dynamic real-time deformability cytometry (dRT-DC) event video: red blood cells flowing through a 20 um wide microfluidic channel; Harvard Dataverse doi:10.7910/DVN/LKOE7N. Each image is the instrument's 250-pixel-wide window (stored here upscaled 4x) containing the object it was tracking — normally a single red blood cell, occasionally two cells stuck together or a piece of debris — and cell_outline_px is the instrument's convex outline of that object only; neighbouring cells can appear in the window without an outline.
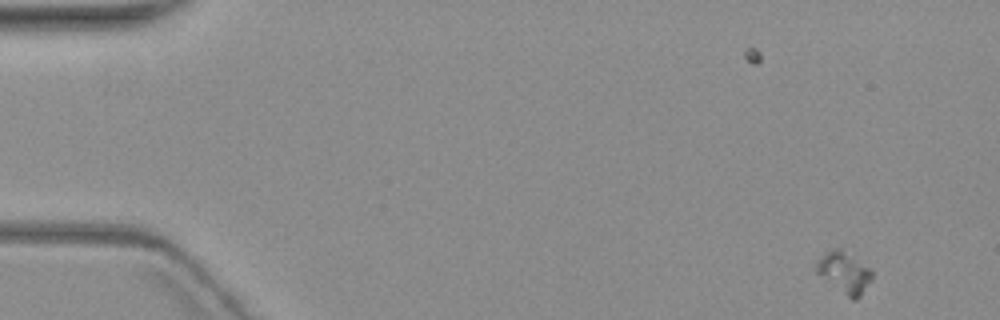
{"species": "common noctule bat (a hibernating species)", "species_latin": "Nyctalus noctula", "temperature_condition": "warm", "stored_images_in_passage": 6, "camera_frame_rate_fps": 3000, "um_per_image_px": 0.085, "animal": {"sex": "female", "body_mass_g": 19.3, "forearm_length_mm": 54.1}, "frame": {"image": 1, "passage_image": 1, "time_ms": 0.0, "image_size_px": [1000, 320], "cell_outline_px": [[872, 280], [860, 296], [856, 300], [852, 300], [816, 272], [812, 268], [816, 260], [828, 248], [840, 248], [868, 268], [872, 272]], "centroid_in_image_um": [71.7, 23.14], "position_along_channel_um": 13.3, "area_um2": 13.29}}